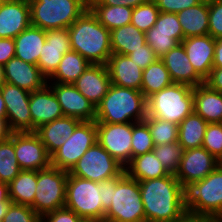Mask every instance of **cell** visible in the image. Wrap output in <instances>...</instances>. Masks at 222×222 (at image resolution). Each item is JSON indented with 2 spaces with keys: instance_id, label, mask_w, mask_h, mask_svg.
Listing matches in <instances>:
<instances>
[{
  "instance_id": "obj_1",
  "label": "cell",
  "mask_w": 222,
  "mask_h": 222,
  "mask_svg": "<svg viewBox=\"0 0 222 222\" xmlns=\"http://www.w3.org/2000/svg\"><path fill=\"white\" fill-rule=\"evenodd\" d=\"M139 188L146 222H175L187 213L182 184L174 174L139 181Z\"/></svg>"
},
{
  "instance_id": "obj_2",
  "label": "cell",
  "mask_w": 222,
  "mask_h": 222,
  "mask_svg": "<svg viewBox=\"0 0 222 222\" xmlns=\"http://www.w3.org/2000/svg\"><path fill=\"white\" fill-rule=\"evenodd\" d=\"M68 31L71 50L78 52L90 64H107L112 55L110 31L89 8L68 27Z\"/></svg>"
},
{
  "instance_id": "obj_3",
  "label": "cell",
  "mask_w": 222,
  "mask_h": 222,
  "mask_svg": "<svg viewBox=\"0 0 222 222\" xmlns=\"http://www.w3.org/2000/svg\"><path fill=\"white\" fill-rule=\"evenodd\" d=\"M147 116V98L141 91L118 85L109 87L96 106V123H137Z\"/></svg>"
},
{
  "instance_id": "obj_4",
  "label": "cell",
  "mask_w": 222,
  "mask_h": 222,
  "mask_svg": "<svg viewBox=\"0 0 222 222\" xmlns=\"http://www.w3.org/2000/svg\"><path fill=\"white\" fill-rule=\"evenodd\" d=\"M182 193L188 214L222 218V163L203 180L184 184Z\"/></svg>"
},
{
  "instance_id": "obj_5",
  "label": "cell",
  "mask_w": 222,
  "mask_h": 222,
  "mask_svg": "<svg viewBox=\"0 0 222 222\" xmlns=\"http://www.w3.org/2000/svg\"><path fill=\"white\" fill-rule=\"evenodd\" d=\"M194 112L193 87L181 83L153 93L147 98V116L179 125Z\"/></svg>"
},
{
  "instance_id": "obj_6",
  "label": "cell",
  "mask_w": 222,
  "mask_h": 222,
  "mask_svg": "<svg viewBox=\"0 0 222 222\" xmlns=\"http://www.w3.org/2000/svg\"><path fill=\"white\" fill-rule=\"evenodd\" d=\"M31 25L44 31L68 28L88 8L86 0H28Z\"/></svg>"
},
{
  "instance_id": "obj_7",
  "label": "cell",
  "mask_w": 222,
  "mask_h": 222,
  "mask_svg": "<svg viewBox=\"0 0 222 222\" xmlns=\"http://www.w3.org/2000/svg\"><path fill=\"white\" fill-rule=\"evenodd\" d=\"M104 222H146L139 181L125 171L117 177V185L112 189L111 206L105 212Z\"/></svg>"
},
{
  "instance_id": "obj_8",
  "label": "cell",
  "mask_w": 222,
  "mask_h": 222,
  "mask_svg": "<svg viewBox=\"0 0 222 222\" xmlns=\"http://www.w3.org/2000/svg\"><path fill=\"white\" fill-rule=\"evenodd\" d=\"M99 190L100 183L68 174L65 207L80 218L104 222L106 211L102 207Z\"/></svg>"
},
{
  "instance_id": "obj_9",
  "label": "cell",
  "mask_w": 222,
  "mask_h": 222,
  "mask_svg": "<svg viewBox=\"0 0 222 222\" xmlns=\"http://www.w3.org/2000/svg\"><path fill=\"white\" fill-rule=\"evenodd\" d=\"M68 171L50 166L37 171V186L33 210L41 217L65 207Z\"/></svg>"
},
{
  "instance_id": "obj_10",
  "label": "cell",
  "mask_w": 222,
  "mask_h": 222,
  "mask_svg": "<svg viewBox=\"0 0 222 222\" xmlns=\"http://www.w3.org/2000/svg\"><path fill=\"white\" fill-rule=\"evenodd\" d=\"M125 171L98 142L90 147L68 172L94 182H102L120 176Z\"/></svg>"
},
{
  "instance_id": "obj_11",
  "label": "cell",
  "mask_w": 222,
  "mask_h": 222,
  "mask_svg": "<svg viewBox=\"0 0 222 222\" xmlns=\"http://www.w3.org/2000/svg\"><path fill=\"white\" fill-rule=\"evenodd\" d=\"M95 143H97L96 121H82L71 137L51 155V166L69 172Z\"/></svg>"
},
{
  "instance_id": "obj_12",
  "label": "cell",
  "mask_w": 222,
  "mask_h": 222,
  "mask_svg": "<svg viewBox=\"0 0 222 222\" xmlns=\"http://www.w3.org/2000/svg\"><path fill=\"white\" fill-rule=\"evenodd\" d=\"M97 142L124 168L132 159V122L96 123Z\"/></svg>"
},
{
  "instance_id": "obj_13",
  "label": "cell",
  "mask_w": 222,
  "mask_h": 222,
  "mask_svg": "<svg viewBox=\"0 0 222 222\" xmlns=\"http://www.w3.org/2000/svg\"><path fill=\"white\" fill-rule=\"evenodd\" d=\"M0 90L6 105V124L9 132H32L30 92L6 82Z\"/></svg>"
},
{
  "instance_id": "obj_14",
  "label": "cell",
  "mask_w": 222,
  "mask_h": 222,
  "mask_svg": "<svg viewBox=\"0 0 222 222\" xmlns=\"http://www.w3.org/2000/svg\"><path fill=\"white\" fill-rule=\"evenodd\" d=\"M14 150L21 170L39 171L51 166V156L36 132H15Z\"/></svg>"
},
{
  "instance_id": "obj_15",
  "label": "cell",
  "mask_w": 222,
  "mask_h": 222,
  "mask_svg": "<svg viewBox=\"0 0 222 222\" xmlns=\"http://www.w3.org/2000/svg\"><path fill=\"white\" fill-rule=\"evenodd\" d=\"M220 164L221 162L204 147L187 149L183 151L175 177L183 186L189 182L203 180Z\"/></svg>"
},
{
  "instance_id": "obj_16",
  "label": "cell",
  "mask_w": 222,
  "mask_h": 222,
  "mask_svg": "<svg viewBox=\"0 0 222 222\" xmlns=\"http://www.w3.org/2000/svg\"><path fill=\"white\" fill-rule=\"evenodd\" d=\"M47 83L55 93L64 116L75 117L82 121H95V106L73 84Z\"/></svg>"
},
{
  "instance_id": "obj_17",
  "label": "cell",
  "mask_w": 222,
  "mask_h": 222,
  "mask_svg": "<svg viewBox=\"0 0 222 222\" xmlns=\"http://www.w3.org/2000/svg\"><path fill=\"white\" fill-rule=\"evenodd\" d=\"M41 49L37 66L48 79L57 69L63 55L71 50L68 28L47 30Z\"/></svg>"
},
{
  "instance_id": "obj_18",
  "label": "cell",
  "mask_w": 222,
  "mask_h": 222,
  "mask_svg": "<svg viewBox=\"0 0 222 222\" xmlns=\"http://www.w3.org/2000/svg\"><path fill=\"white\" fill-rule=\"evenodd\" d=\"M30 25L28 0H3L0 3V38H15Z\"/></svg>"
},
{
  "instance_id": "obj_19",
  "label": "cell",
  "mask_w": 222,
  "mask_h": 222,
  "mask_svg": "<svg viewBox=\"0 0 222 222\" xmlns=\"http://www.w3.org/2000/svg\"><path fill=\"white\" fill-rule=\"evenodd\" d=\"M3 72L6 83L29 92L42 89L48 80L37 65L27 63L17 57H13L3 66Z\"/></svg>"
},
{
  "instance_id": "obj_20",
  "label": "cell",
  "mask_w": 222,
  "mask_h": 222,
  "mask_svg": "<svg viewBox=\"0 0 222 222\" xmlns=\"http://www.w3.org/2000/svg\"><path fill=\"white\" fill-rule=\"evenodd\" d=\"M29 106L32 132H36V129L45 123L64 117L61 105L48 84L40 90L30 92Z\"/></svg>"
},
{
  "instance_id": "obj_21",
  "label": "cell",
  "mask_w": 222,
  "mask_h": 222,
  "mask_svg": "<svg viewBox=\"0 0 222 222\" xmlns=\"http://www.w3.org/2000/svg\"><path fill=\"white\" fill-rule=\"evenodd\" d=\"M73 85L96 108L111 86L107 66L91 64Z\"/></svg>"
},
{
  "instance_id": "obj_22",
  "label": "cell",
  "mask_w": 222,
  "mask_h": 222,
  "mask_svg": "<svg viewBox=\"0 0 222 222\" xmlns=\"http://www.w3.org/2000/svg\"><path fill=\"white\" fill-rule=\"evenodd\" d=\"M189 62L195 71L205 80L213 68L215 39L207 34L191 36L181 42Z\"/></svg>"
},
{
  "instance_id": "obj_23",
  "label": "cell",
  "mask_w": 222,
  "mask_h": 222,
  "mask_svg": "<svg viewBox=\"0 0 222 222\" xmlns=\"http://www.w3.org/2000/svg\"><path fill=\"white\" fill-rule=\"evenodd\" d=\"M167 68L173 83H181L196 87L205 80L195 71L189 62L186 51L180 43L160 58Z\"/></svg>"
},
{
  "instance_id": "obj_24",
  "label": "cell",
  "mask_w": 222,
  "mask_h": 222,
  "mask_svg": "<svg viewBox=\"0 0 222 222\" xmlns=\"http://www.w3.org/2000/svg\"><path fill=\"white\" fill-rule=\"evenodd\" d=\"M106 66L111 84L141 91L143 69L128 56L112 53Z\"/></svg>"
},
{
  "instance_id": "obj_25",
  "label": "cell",
  "mask_w": 222,
  "mask_h": 222,
  "mask_svg": "<svg viewBox=\"0 0 222 222\" xmlns=\"http://www.w3.org/2000/svg\"><path fill=\"white\" fill-rule=\"evenodd\" d=\"M81 122L82 120L78 118L64 116L41 125L36 129V133L51 156L71 137V134Z\"/></svg>"
},
{
  "instance_id": "obj_26",
  "label": "cell",
  "mask_w": 222,
  "mask_h": 222,
  "mask_svg": "<svg viewBox=\"0 0 222 222\" xmlns=\"http://www.w3.org/2000/svg\"><path fill=\"white\" fill-rule=\"evenodd\" d=\"M194 112L207 123H222V93L206 84L193 87Z\"/></svg>"
},
{
  "instance_id": "obj_27",
  "label": "cell",
  "mask_w": 222,
  "mask_h": 222,
  "mask_svg": "<svg viewBox=\"0 0 222 222\" xmlns=\"http://www.w3.org/2000/svg\"><path fill=\"white\" fill-rule=\"evenodd\" d=\"M45 40L46 31L30 25L14 38L15 57L27 63L37 65Z\"/></svg>"
},
{
  "instance_id": "obj_28",
  "label": "cell",
  "mask_w": 222,
  "mask_h": 222,
  "mask_svg": "<svg viewBox=\"0 0 222 222\" xmlns=\"http://www.w3.org/2000/svg\"><path fill=\"white\" fill-rule=\"evenodd\" d=\"M177 18L181 25L184 38L207 35L209 28L208 0H203L196 6L178 12Z\"/></svg>"
},
{
  "instance_id": "obj_29",
  "label": "cell",
  "mask_w": 222,
  "mask_h": 222,
  "mask_svg": "<svg viewBox=\"0 0 222 222\" xmlns=\"http://www.w3.org/2000/svg\"><path fill=\"white\" fill-rule=\"evenodd\" d=\"M125 173L137 181L162 178L170 174L153 151L132 158L125 167Z\"/></svg>"
},
{
  "instance_id": "obj_30",
  "label": "cell",
  "mask_w": 222,
  "mask_h": 222,
  "mask_svg": "<svg viewBox=\"0 0 222 222\" xmlns=\"http://www.w3.org/2000/svg\"><path fill=\"white\" fill-rule=\"evenodd\" d=\"M112 53L129 55L146 43L145 33L133 24H127L110 31Z\"/></svg>"
},
{
  "instance_id": "obj_31",
  "label": "cell",
  "mask_w": 222,
  "mask_h": 222,
  "mask_svg": "<svg viewBox=\"0 0 222 222\" xmlns=\"http://www.w3.org/2000/svg\"><path fill=\"white\" fill-rule=\"evenodd\" d=\"M91 64L78 52L70 50L65 53L55 70L48 78L53 83L73 84Z\"/></svg>"
},
{
  "instance_id": "obj_32",
  "label": "cell",
  "mask_w": 222,
  "mask_h": 222,
  "mask_svg": "<svg viewBox=\"0 0 222 222\" xmlns=\"http://www.w3.org/2000/svg\"><path fill=\"white\" fill-rule=\"evenodd\" d=\"M207 124L193 112L178 125V143L183 150L202 147Z\"/></svg>"
},
{
  "instance_id": "obj_33",
  "label": "cell",
  "mask_w": 222,
  "mask_h": 222,
  "mask_svg": "<svg viewBox=\"0 0 222 222\" xmlns=\"http://www.w3.org/2000/svg\"><path fill=\"white\" fill-rule=\"evenodd\" d=\"M37 186V171L22 170L9 183L11 203L31 206L34 202Z\"/></svg>"
},
{
  "instance_id": "obj_34",
  "label": "cell",
  "mask_w": 222,
  "mask_h": 222,
  "mask_svg": "<svg viewBox=\"0 0 222 222\" xmlns=\"http://www.w3.org/2000/svg\"><path fill=\"white\" fill-rule=\"evenodd\" d=\"M88 8L109 31L131 23L132 7L88 5Z\"/></svg>"
},
{
  "instance_id": "obj_35",
  "label": "cell",
  "mask_w": 222,
  "mask_h": 222,
  "mask_svg": "<svg viewBox=\"0 0 222 222\" xmlns=\"http://www.w3.org/2000/svg\"><path fill=\"white\" fill-rule=\"evenodd\" d=\"M172 83L164 62L158 58L154 63L143 70L141 92L148 98L153 93L170 86Z\"/></svg>"
},
{
  "instance_id": "obj_36",
  "label": "cell",
  "mask_w": 222,
  "mask_h": 222,
  "mask_svg": "<svg viewBox=\"0 0 222 222\" xmlns=\"http://www.w3.org/2000/svg\"><path fill=\"white\" fill-rule=\"evenodd\" d=\"M14 150V133L0 142V182L9 184L20 172Z\"/></svg>"
},
{
  "instance_id": "obj_37",
  "label": "cell",
  "mask_w": 222,
  "mask_h": 222,
  "mask_svg": "<svg viewBox=\"0 0 222 222\" xmlns=\"http://www.w3.org/2000/svg\"><path fill=\"white\" fill-rule=\"evenodd\" d=\"M144 122L150 129L154 145H164L178 142L177 124L150 116H146Z\"/></svg>"
},
{
  "instance_id": "obj_38",
  "label": "cell",
  "mask_w": 222,
  "mask_h": 222,
  "mask_svg": "<svg viewBox=\"0 0 222 222\" xmlns=\"http://www.w3.org/2000/svg\"><path fill=\"white\" fill-rule=\"evenodd\" d=\"M153 153L155 157L163 164L164 168L174 174L179 169L180 160L183 154V148L178 142L154 145Z\"/></svg>"
},
{
  "instance_id": "obj_39",
  "label": "cell",
  "mask_w": 222,
  "mask_h": 222,
  "mask_svg": "<svg viewBox=\"0 0 222 222\" xmlns=\"http://www.w3.org/2000/svg\"><path fill=\"white\" fill-rule=\"evenodd\" d=\"M159 9L153 0L133 8L131 24L146 33L150 30L159 16Z\"/></svg>"
},
{
  "instance_id": "obj_40",
  "label": "cell",
  "mask_w": 222,
  "mask_h": 222,
  "mask_svg": "<svg viewBox=\"0 0 222 222\" xmlns=\"http://www.w3.org/2000/svg\"><path fill=\"white\" fill-rule=\"evenodd\" d=\"M153 148L148 125L144 121L132 123V158L151 152Z\"/></svg>"
},
{
  "instance_id": "obj_41",
  "label": "cell",
  "mask_w": 222,
  "mask_h": 222,
  "mask_svg": "<svg viewBox=\"0 0 222 222\" xmlns=\"http://www.w3.org/2000/svg\"><path fill=\"white\" fill-rule=\"evenodd\" d=\"M145 39L158 58H161L180 44L175 39V33L154 32V27L145 33Z\"/></svg>"
},
{
  "instance_id": "obj_42",
  "label": "cell",
  "mask_w": 222,
  "mask_h": 222,
  "mask_svg": "<svg viewBox=\"0 0 222 222\" xmlns=\"http://www.w3.org/2000/svg\"><path fill=\"white\" fill-rule=\"evenodd\" d=\"M202 147L222 163V123H208Z\"/></svg>"
},
{
  "instance_id": "obj_43",
  "label": "cell",
  "mask_w": 222,
  "mask_h": 222,
  "mask_svg": "<svg viewBox=\"0 0 222 222\" xmlns=\"http://www.w3.org/2000/svg\"><path fill=\"white\" fill-rule=\"evenodd\" d=\"M2 222H42L31 206L10 203Z\"/></svg>"
},
{
  "instance_id": "obj_44",
  "label": "cell",
  "mask_w": 222,
  "mask_h": 222,
  "mask_svg": "<svg viewBox=\"0 0 222 222\" xmlns=\"http://www.w3.org/2000/svg\"><path fill=\"white\" fill-rule=\"evenodd\" d=\"M154 32L175 33V39L181 43L184 34L177 18V13L160 12L154 24Z\"/></svg>"
},
{
  "instance_id": "obj_45",
  "label": "cell",
  "mask_w": 222,
  "mask_h": 222,
  "mask_svg": "<svg viewBox=\"0 0 222 222\" xmlns=\"http://www.w3.org/2000/svg\"><path fill=\"white\" fill-rule=\"evenodd\" d=\"M208 34L214 39L222 37V0H208Z\"/></svg>"
},
{
  "instance_id": "obj_46",
  "label": "cell",
  "mask_w": 222,
  "mask_h": 222,
  "mask_svg": "<svg viewBox=\"0 0 222 222\" xmlns=\"http://www.w3.org/2000/svg\"><path fill=\"white\" fill-rule=\"evenodd\" d=\"M160 12L178 13L189 7L196 6L203 0H153Z\"/></svg>"
},
{
  "instance_id": "obj_47",
  "label": "cell",
  "mask_w": 222,
  "mask_h": 222,
  "mask_svg": "<svg viewBox=\"0 0 222 222\" xmlns=\"http://www.w3.org/2000/svg\"><path fill=\"white\" fill-rule=\"evenodd\" d=\"M127 56L143 70L158 59L147 43Z\"/></svg>"
},
{
  "instance_id": "obj_48",
  "label": "cell",
  "mask_w": 222,
  "mask_h": 222,
  "mask_svg": "<svg viewBox=\"0 0 222 222\" xmlns=\"http://www.w3.org/2000/svg\"><path fill=\"white\" fill-rule=\"evenodd\" d=\"M81 218L72 210L63 207L42 216V222H79Z\"/></svg>"
},
{
  "instance_id": "obj_49",
  "label": "cell",
  "mask_w": 222,
  "mask_h": 222,
  "mask_svg": "<svg viewBox=\"0 0 222 222\" xmlns=\"http://www.w3.org/2000/svg\"><path fill=\"white\" fill-rule=\"evenodd\" d=\"M117 185V177L100 182L99 194L102 200V207L105 211L111 206L112 189Z\"/></svg>"
},
{
  "instance_id": "obj_50",
  "label": "cell",
  "mask_w": 222,
  "mask_h": 222,
  "mask_svg": "<svg viewBox=\"0 0 222 222\" xmlns=\"http://www.w3.org/2000/svg\"><path fill=\"white\" fill-rule=\"evenodd\" d=\"M15 57L14 38H0V65L4 66Z\"/></svg>"
},
{
  "instance_id": "obj_51",
  "label": "cell",
  "mask_w": 222,
  "mask_h": 222,
  "mask_svg": "<svg viewBox=\"0 0 222 222\" xmlns=\"http://www.w3.org/2000/svg\"><path fill=\"white\" fill-rule=\"evenodd\" d=\"M150 0H95L88 5L126 6L135 8Z\"/></svg>"
},
{
  "instance_id": "obj_52",
  "label": "cell",
  "mask_w": 222,
  "mask_h": 222,
  "mask_svg": "<svg viewBox=\"0 0 222 222\" xmlns=\"http://www.w3.org/2000/svg\"><path fill=\"white\" fill-rule=\"evenodd\" d=\"M204 84L210 89L222 93V68H212L209 76L205 79Z\"/></svg>"
},
{
  "instance_id": "obj_53",
  "label": "cell",
  "mask_w": 222,
  "mask_h": 222,
  "mask_svg": "<svg viewBox=\"0 0 222 222\" xmlns=\"http://www.w3.org/2000/svg\"><path fill=\"white\" fill-rule=\"evenodd\" d=\"M213 68H222V37L215 39Z\"/></svg>"
},
{
  "instance_id": "obj_54",
  "label": "cell",
  "mask_w": 222,
  "mask_h": 222,
  "mask_svg": "<svg viewBox=\"0 0 222 222\" xmlns=\"http://www.w3.org/2000/svg\"><path fill=\"white\" fill-rule=\"evenodd\" d=\"M175 222H210V217H202L186 213L181 219Z\"/></svg>"
},
{
  "instance_id": "obj_55",
  "label": "cell",
  "mask_w": 222,
  "mask_h": 222,
  "mask_svg": "<svg viewBox=\"0 0 222 222\" xmlns=\"http://www.w3.org/2000/svg\"><path fill=\"white\" fill-rule=\"evenodd\" d=\"M0 203H11L9 198V184L0 182Z\"/></svg>"
},
{
  "instance_id": "obj_56",
  "label": "cell",
  "mask_w": 222,
  "mask_h": 222,
  "mask_svg": "<svg viewBox=\"0 0 222 222\" xmlns=\"http://www.w3.org/2000/svg\"><path fill=\"white\" fill-rule=\"evenodd\" d=\"M0 120L6 122V105L0 90Z\"/></svg>"
},
{
  "instance_id": "obj_57",
  "label": "cell",
  "mask_w": 222,
  "mask_h": 222,
  "mask_svg": "<svg viewBox=\"0 0 222 222\" xmlns=\"http://www.w3.org/2000/svg\"><path fill=\"white\" fill-rule=\"evenodd\" d=\"M10 134L6 122L0 120V137H8Z\"/></svg>"
},
{
  "instance_id": "obj_58",
  "label": "cell",
  "mask_w": 222,
  "mask_h": 222,
  "mask_svg": "<svg viewBox=\"0 0 222 222\" xmlns=\"http://www.w3.org/2000/svg\"><path fill=\"white\" fill-rule=\"evenodd\" d=\"M9 205H10V203H0V220H2L3 217L5 216Z\"/></svg>"
},
{
  "instance_id": "obj_59",
  "label": "cell",
  "mask_w": 222,
  "mask_h": 222,
  "mask_svg": "<svg viewBox=\"0 0 222 222\" xmlns=\"http://www.w3.org/2000/svg\"><path fill=\"white\" fill-rule=\"evenodd\" d=\"M5 83L4 81V72H3V66L0 65V87Z\"/></svg>"
},
{
  "instance_id": "obj_60",
  "label": "cell",
  "mask_w": 222,
  "mask_h": 222,
  "mask_svg": "<svg viewBox=\"0 0 222 222\" xmlns=\"http://www.w3.org/2000/svg\"><path fill=\"white\" fill-rule=\"evenodd\" d=\"M79 222H102V221L95 220V219H85V218H81V219L79 220Z\"/></svg>"
},
{
  "instance_id": "obj_61",
  "label": "cell",
  "mask_w": 222,
  "mask_h": 222,
  "mask_svg": "<svg viewBox=\"0 0 222 222\" xmlns=\"http://www.w3.org/2000/svg\"><path fill=\"white\" fill-rule=\"evenodd\" d=\"M210 222H222V218H210Z\"/></svg>"
},
{
  "instance_id": "obj_62",
  "label": "cell",
  "mask_w": 222,
  "mask_h": 222,
  "mask_svg": "<svg viewBox=\"0 0 222 222\" xmlns=\"http://www.w3.org/2000/svg\"><path fill=\"white\" fill-rule=\"evenodd\" d=\"M93 1H95V0H86V3L89 4V3L93 2Z\"/></svg>"
},
{
  "instance_id": "obj_63",
  "label": "cell",
  "mask_w": 222,
  "mask_h": 222,
  "mask_svg": "<svg viewBox=\"0 0 222 222\" xmlns=\"http://www.w3.org/2000/svg\"><path fill=\"white\" fill-rule=\"evenodd\" d=\"M7 137H0V142L4 139H6Z\"/></svg>"
}]
</instances>
